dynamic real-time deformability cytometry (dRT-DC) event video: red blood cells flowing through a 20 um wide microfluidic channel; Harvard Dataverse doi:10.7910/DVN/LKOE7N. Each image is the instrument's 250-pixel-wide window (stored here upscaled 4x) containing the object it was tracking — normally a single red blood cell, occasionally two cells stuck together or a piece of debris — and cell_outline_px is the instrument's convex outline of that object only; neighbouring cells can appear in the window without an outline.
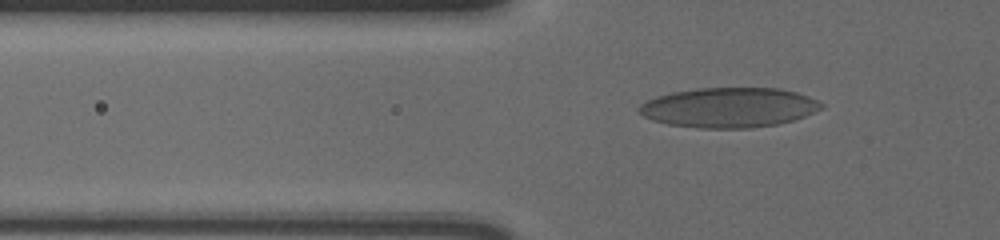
{"species": "human", "species_latin": "Homo sapiens", "temperature_condition": "cold", "stored_images_in_passage": 42, "camera_frame_rate_fps": 3000, "um_per_image_px": 0.085, "donor": {"sex": "male"}, "frame": {"image": 1, "passage_image": 6, "time_ms": 1.667, "image_size_px": [1000, 240], "cell_outline_px": [[824, 108], [804, 116], [792, 120], [776, 124], [748, 128], [700, 128], [668, 124], [652, 120], [644, 116], [640, 112], [640, 104], [656, 96], [672, 92], [696, 88], [780, 88], [796, 92], [808, 96], [824, 104]], "centroid_in_image_um": [61.97, 9.13], "position_along_channel_um": 63.8, "area_um2": 42.19}}
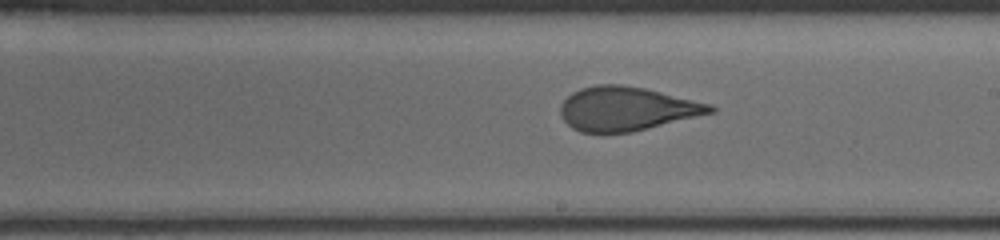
{"frame": {"image": 2, "passage_image": 21, "time_ms": 6.667, "image_size_px": [1000, 240], "cell_outline_px": [[716, 112], [632, 132], [580, 132], [572, 128], [560, 116], [560, 104], [572, 92], [580, 88], [596, 84], [620, 84], [644, 88], [712, 104], [716, 108]], "centroid_in_image_um": [53.26, 9.24], "position_along_channel_um": 235.7, "area_um2": 38.38}}
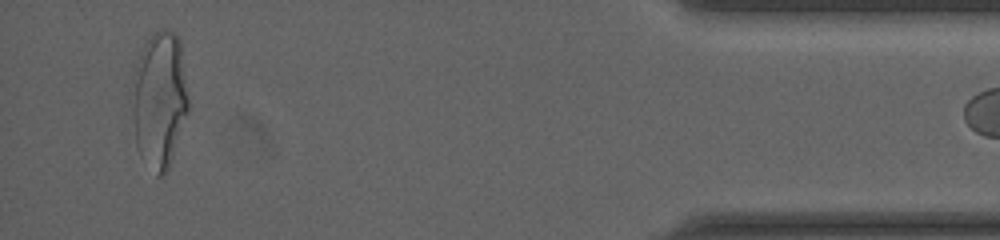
{"frame": {"image": 3, "passage_image": 41, "time_ms": 13.333, "image_size_px": [1000, 240], "cell_outline_px": [[188, 112], [168, 168], [160, 176], [156, 176], [136, 144], [132, 108], [132, 76], [140, 48], [160, 28], [164, 28], [172, 32], [180, 40], [188, 96]], "centroid_in_image_um": [13.54, 8.4], "position_along_channel_um": 421.7, "area_um2": 44.39}}